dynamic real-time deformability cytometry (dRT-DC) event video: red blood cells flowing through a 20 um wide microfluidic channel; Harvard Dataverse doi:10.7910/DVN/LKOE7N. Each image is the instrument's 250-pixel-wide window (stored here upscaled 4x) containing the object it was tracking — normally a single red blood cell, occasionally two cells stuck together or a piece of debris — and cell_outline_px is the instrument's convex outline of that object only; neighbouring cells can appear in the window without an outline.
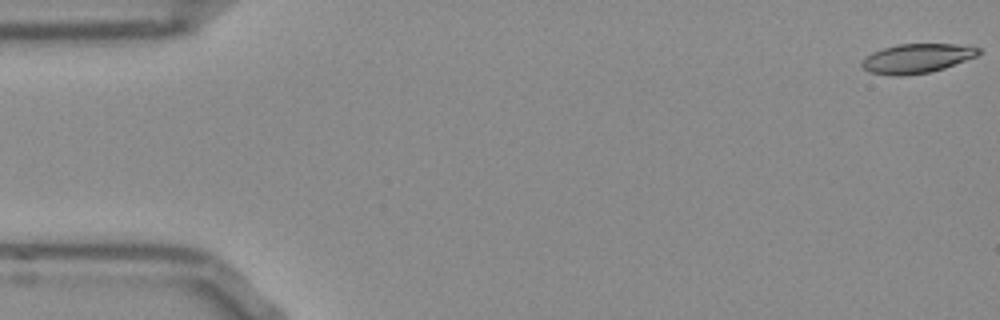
{"species": "Egyptian fruit bat (a non-hibernating species)", "species_latin": "Rousettus aegyptiacus", "temperature_condition": "room temperature", "stored_images_in_passage": 11, "camera_frame_rate_fps": 3000, "um_per_image_px": 0.085, "frame": {"image": 1, "passage_image": 1, "time_ms": 0.0, "image_size_px": [1000, 320], "cell_outline_px": [[980, 52], [976, 56], [944, 68], [932, 72], [900, 76], [896, 76], [872, 72], [864, 68], [860, 64], [864, 56], [872, 52], [896, 44], [972, 44], [980, 48]], "centroid_in_image_um": [77.96, 4.95], "position_along_channel_um": 7.0, "area_um2": 20.06}}